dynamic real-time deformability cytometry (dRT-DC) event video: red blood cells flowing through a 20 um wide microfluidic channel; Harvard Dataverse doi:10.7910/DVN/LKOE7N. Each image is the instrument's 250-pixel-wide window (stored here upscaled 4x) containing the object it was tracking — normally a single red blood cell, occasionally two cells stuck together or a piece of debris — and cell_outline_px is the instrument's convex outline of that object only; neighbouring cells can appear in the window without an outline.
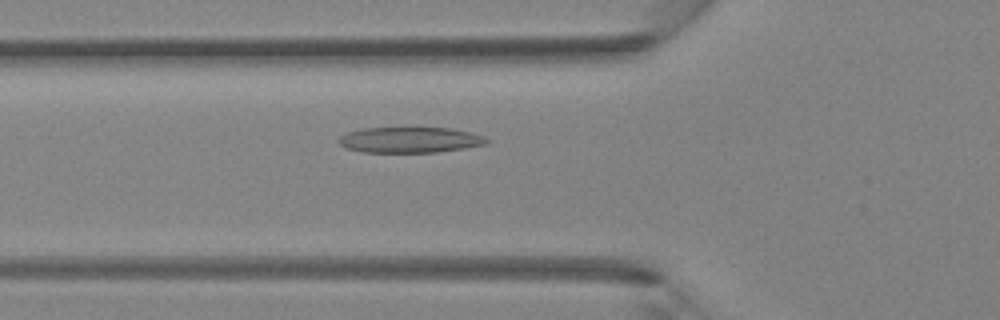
{"species": "Egyptian fruit bat (a non-hibernating species)", "species_latin": "Rousettus aegyptiacus", "temperature_condition": "room temperature", "stored_images_in_passage": 34, "camera_frame_rate_fps": 3000, "um_per_image_px": 0.085, "animal": {"sex": "female"}, "frame": {"image": 1, "passage_image": 6, "time_ms": 1.667, "image_size_px": [1000, 320], "cell_outline_px": [[488, 140], [484, 144], [464, 148], [436, 152], [364, 152], [348, 148], [340, 144], [340, 136], [348, 132], [364, 128], [404, 124], [412, 124], [452, 128], [472, 132], [484, 136]], "centroid_in_image_um": [34.86, 11.82], "position_along_channel_um": 90.9, "area_um2": 23.24}}
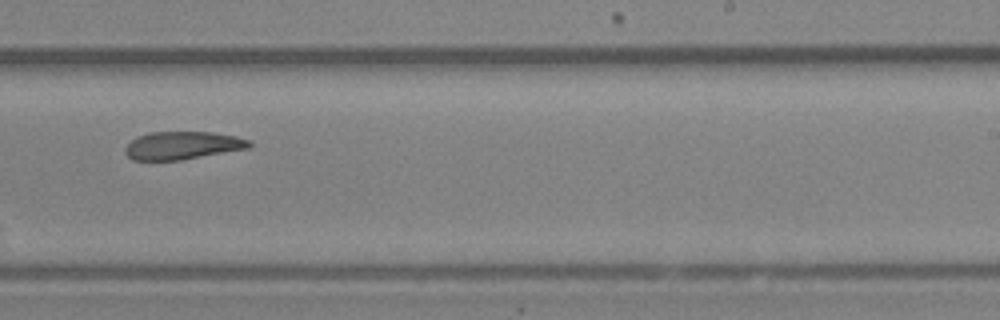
{"frame": {"image": 2, "passage_image": 18, "time_ms": 5.667, "image_size_px": [1000, 320], "cell_outline_px": [[252, 148], [180, 160], [132, 160], [124, 152], [124, 148], [136, 136], [148, 132], [212, 132], [236, 136], [252, 140]], "centroid_in_image_um": [15.55, 12.36], "position_along_channel_um": 273.5, "area_um2": 20.46}}
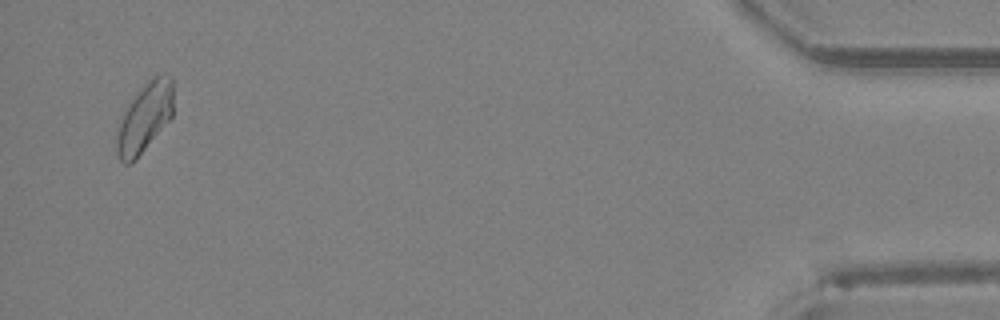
{"frame": {"image": 3, "passage_image": 33, "time_ms": 10.667, "image_size_px": [1000, 320], "cell_outline_px": [[172, 116], [136, 160], [132, 164], [124, 164], [120, 160], [116, 152], [116, 132], [124, 112], [128, 104], [140, 88], [148, 80], [164, 72], [172, 76]], "centroid_in_image_um": [12.28, 10.01], "position_along_channel_um": 422.9, "area_um2": 22.83}}